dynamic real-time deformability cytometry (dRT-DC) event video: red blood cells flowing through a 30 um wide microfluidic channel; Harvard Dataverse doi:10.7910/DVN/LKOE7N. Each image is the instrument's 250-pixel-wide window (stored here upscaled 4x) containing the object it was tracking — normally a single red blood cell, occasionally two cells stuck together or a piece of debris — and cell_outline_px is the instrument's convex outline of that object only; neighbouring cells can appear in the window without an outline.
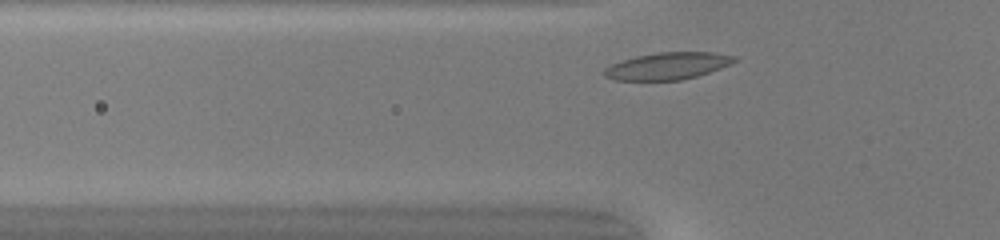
{"species": "common noctule bat (a hibernating species)", "species_latin": "Nyctalus noctula", "temperature_condition": "warm", "stored_images_in_passage": 28, "camera_frame_rate_fps": 3000, "um_per_image_px": 0.085, "animal": {"sex": "female", "body_mass_g": 20.0, "forearm_length_mm": 54.0}, "frame": {"image": 1, "passage_image": 4, "time_ms": 1.0, "image_size_px": [1000, 240], "cell_outline_px": [[736, 60], [732, 64], [696, 76], [680, 80], [612, 80], [604, 76], [604, 68], [620, 60], [636, 56], [660, 52], [712, 52], [736, 56]], "centroid_in_image_um": [56.72, 5.6], "position_along_channel_um": 69.1, "area_um2": 20.46}}
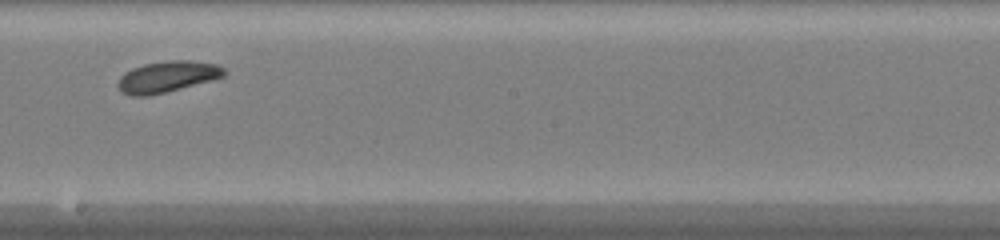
{"frame": {"image": 2, "passage_image": 16, "time_ms": 5.0, "image_size_px": [1000, 240], "cell_outline_px": [[224, 76], [212, 80], [148, 96], [128, 96], [120, 92], [116, 84], [120, 76], [124, 72], [132, 68], [144, 64], [172, 60], [188, 60], [220, 64], [224, 68]], "centroid_in_image_um": [14.17, 6.52], "position_along_channel_um": 234.0, "area_um2": 19.36}}
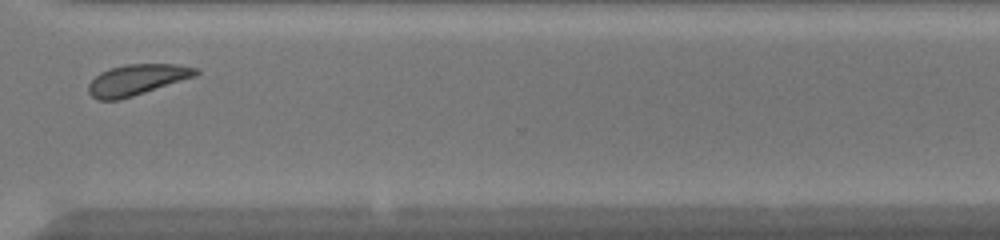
{"frame": {"image": 3, "passage_image": 25, "time_ms": 8.0, "image_size_px": [1000, 240], "cell_outline_px": [[200, 72], [196, 76], [120, 100], [96, 100], [88, 92], [88, 84], [100, 72], [108, 68], [128, 64], [176, 64], [196, 68]], "centroid_in_image_um": [11.61, 6.78], "position_along_channel_um": 359.0, "area_um2": 19.25}, "authors_computed_cell_mechanics": {"area_um2": 19.2474, "velocity_mm_per_s": 4.1491, "shape_relaxation_time_tau1_ms": 1.0944, "shape_relaxation_time_tau2_ms": null, "deformation_change_tau1": 0.0635, "deformation_change_tau2": null}}